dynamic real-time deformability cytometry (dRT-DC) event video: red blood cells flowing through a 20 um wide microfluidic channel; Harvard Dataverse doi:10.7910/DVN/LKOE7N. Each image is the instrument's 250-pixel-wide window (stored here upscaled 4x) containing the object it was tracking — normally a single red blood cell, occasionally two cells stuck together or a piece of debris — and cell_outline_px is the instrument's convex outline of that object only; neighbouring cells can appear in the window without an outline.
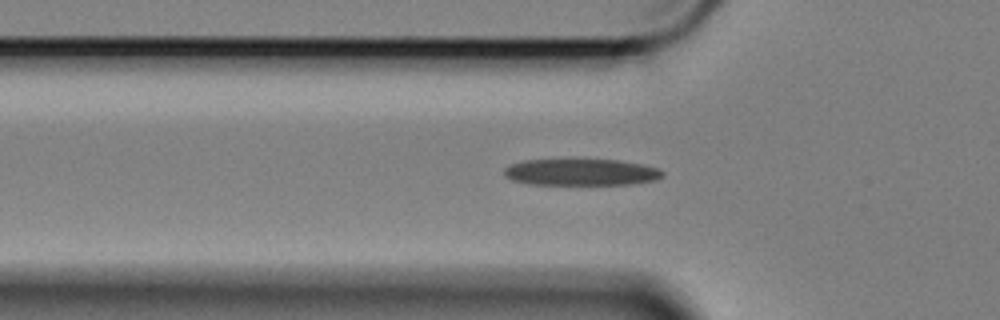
{"species": "Egyptian fruit bat (a non-hibernating species)", "species_latin": "Rousettus aegyptiacus", "temperature_condition": "cold", "stored_images_in_passage": 51, "camera_frame_rate_fps": 3000, "um_per_image_px": 0.085, "animal": {"sex": "female"}, "frame": {"image": 1, "passage_image": 18, "time_ms": 5.667, "image_size_px": [1000, 320], "cell_outline_px": [[664, 176], [656, 180], [632, 184], [528, 184], [512, 180], [504, 176], [504, 168], [512, 164], [524, 160], [616, 160], [644, 164], [660, 168], [664, 172]], "centroid_in_image_um": [49.43, 14.64], "position_along_channel_um": 76.4, "area_um2": 24.57}}
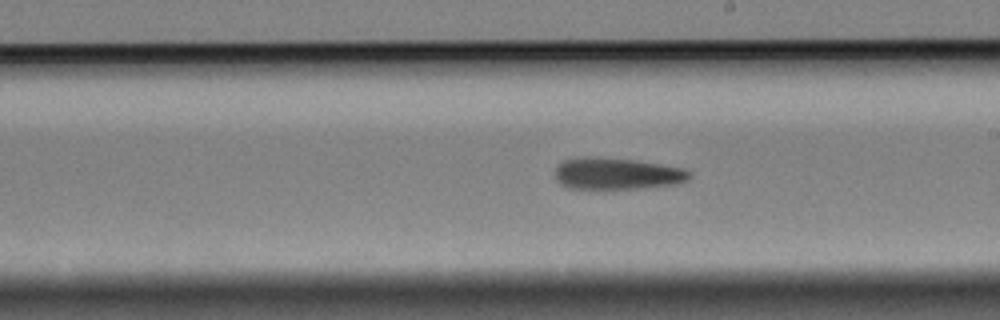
{"frame": {"image": 2, "passage_image": 32, "time_ms": 10.333, "image_size_px": [1000, 320], "cell_outline_px": [[692, 172], [688, 180], [680, 184], [640, 188], [568, 188], [560, 184], [556, 180], [556, 168], [564, 160], [580, 156], [596, 156], [636, 160], [684, 168]], "centroid_in_image_um": [52.46, 14.74], "position_along_channel_um": 236.5, "area_um2": 25.03}}
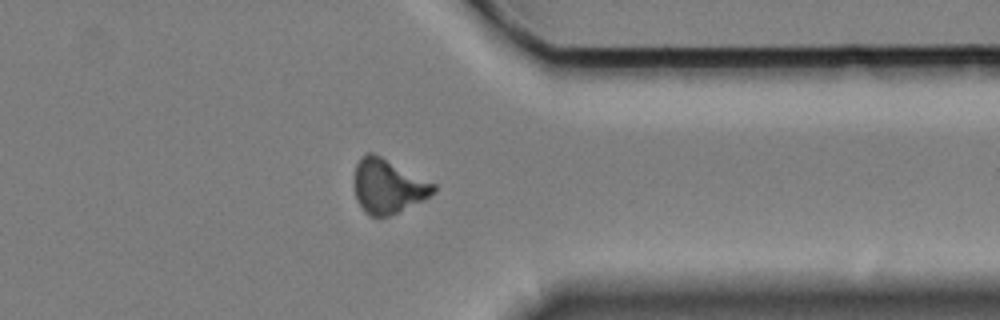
{"frame": {"image": 3, "passage_image": 45, "time_ms": 14.667, "image_size_px": [1000, 320], "cell_outline_px": [[436, 192], [424, 200], [388, 216], [368, 216], [364, 212], [356, 200], [352, 180], [356, 164], [360, 156], [364, 152], [372, 152], [436, 184]], "centroid_in_image_um": [32.93, 15.82], "position_along_channel_um": 378.5, "area_um2": 25.37}}